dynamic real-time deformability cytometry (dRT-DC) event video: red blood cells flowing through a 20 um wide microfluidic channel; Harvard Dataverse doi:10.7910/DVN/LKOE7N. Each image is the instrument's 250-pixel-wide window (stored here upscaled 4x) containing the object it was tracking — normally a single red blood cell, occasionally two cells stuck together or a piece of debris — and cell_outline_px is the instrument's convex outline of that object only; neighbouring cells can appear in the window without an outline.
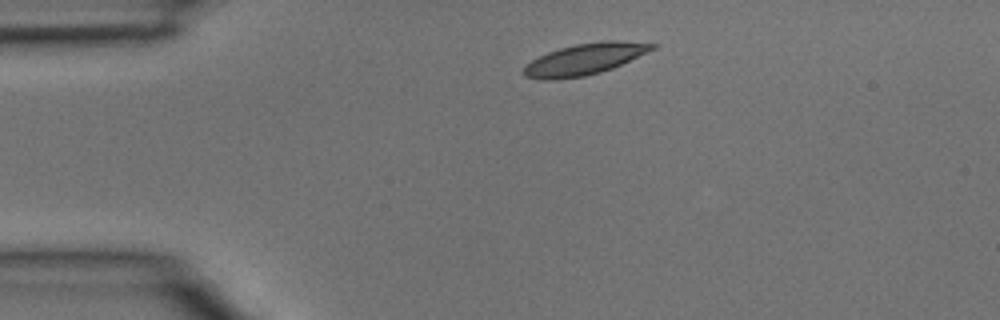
{"species": "common noctule bat (a hibernating species)", "species_latin": "Nyctalus noctula", "temperature_condition": "room temperature", "stored_images_in_passage": 2, "camera_frame_rate_fps": 3000, "um_per_image_px": 0.085, "animal": {"sex": "male", "body_mass_g": 15.6}, "frame": {"image": 1, "passage_image": 1, "time_ms": 0.0, "image_size_px": [1000, 320], "cell_outline_px": [[656, 48], [612, 68], [600, 72], [584, 76], [552, 80], [540, 80], [524, 76], [524, 68], [532, 60], [548, 52], [560, 48], [576, 44], [604, 40], [620, 40], [656, 44]], "centroid_in_image_um": [49.69, 5.02], "position_along_channel_um": 35.3, "area_um2": 23.18}}